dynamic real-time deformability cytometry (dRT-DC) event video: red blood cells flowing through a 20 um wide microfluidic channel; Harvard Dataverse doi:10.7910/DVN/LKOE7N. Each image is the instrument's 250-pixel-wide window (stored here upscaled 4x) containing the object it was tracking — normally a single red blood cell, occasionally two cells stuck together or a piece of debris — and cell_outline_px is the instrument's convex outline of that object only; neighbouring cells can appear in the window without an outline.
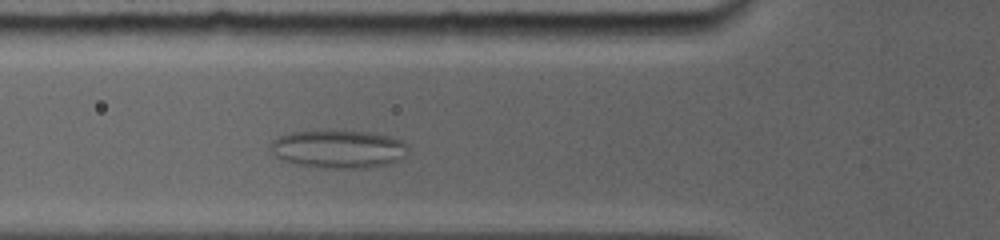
{"species": "common noctule bat (a hibernating species)", "species_latin": "Nyctalus noctula", "temperature_condition": "room temperature", "stored_images_in_passage": 26, "camera_frame_rate_fps": 5000, "um_per_image_px": 0.085, "animal": {"sex": "female", "body_mass_g": 19.0, "forearm_length_mm": 56.7}, "frame": {"image": 1, "passage_image": 7, "time_ms": 3.6, "image_size_px": [1000, 240], "cell_outline_px": [[408, 148], [404, 156], [400, 160], [388, 164], [356, 168], [324, 168], [296, 164], [280, 160], [272, 152], [272, 140], [276, 136], [292, 132], [324, 128], [368, 132], [388, 136], [400, 140], [408, 144]], "centroid_in_image_um": [28.72, 12.63], "position_along_channel_um": 97.1, "area_um2": 31.15}}
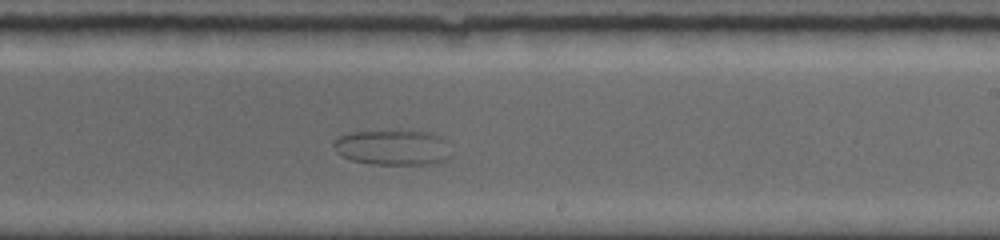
{"frame": {"image": 2, "passage_image": 16, "time_ms": 8.2, "image_size_px": [1000, 240], "cell_outline_px": [[448, 156], [444, 160], [432, 164], [372, 164], [352, 160], [340, 156], [332, 148], [332, 144], [340, 136], [348, 132], [396, 128], [400, 128], [432, 132], [440, 136], [444, 140]], "centroid_in_image_um": [33.3, 12.48], "position_along_channel_um": 255.7, "area_um2": 24.91}}
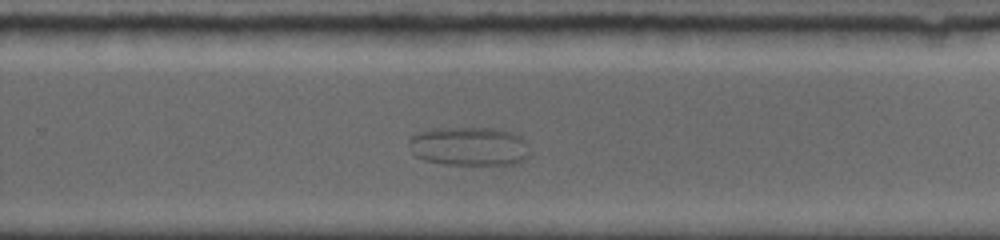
{"frame": {"image": 3, "passage_image": 18, "time_ms": 9.2, "image_size_px": [1000, 240], "cell_outline_px": [[528, 156], [524, 160], [512, 164], [444, 164], [424, 160], [416, 156], [412, 152], [408, 144], [408, 140], [412, 136], [420, 132], [432, 128], [488, 128], [512, 132], [520, 136], [524, 140], [528, 152]], "centroid_in_image_um": [39.84, 12.43], "position_along_channel_um": 290.0, "area_um2": 27.17}}